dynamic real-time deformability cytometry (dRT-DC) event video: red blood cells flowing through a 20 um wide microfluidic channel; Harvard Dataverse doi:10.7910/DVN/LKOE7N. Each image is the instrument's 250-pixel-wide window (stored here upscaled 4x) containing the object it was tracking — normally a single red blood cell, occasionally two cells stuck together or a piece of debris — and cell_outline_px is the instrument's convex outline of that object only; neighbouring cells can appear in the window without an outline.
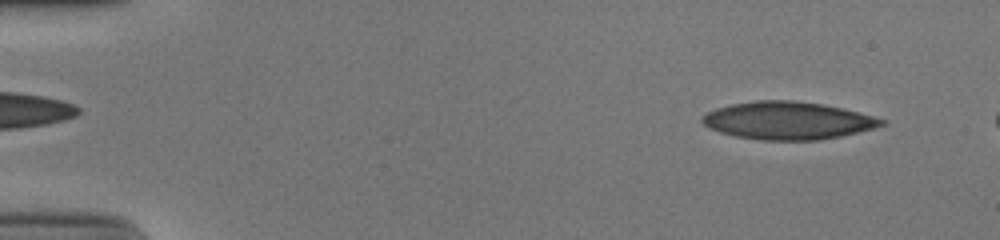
{"species": "human", "species_latin": "Homo sapiens", "temperature_condition": "cold", "stored_images_in_passage": 51, "camera_frame_rate_fps": 3000, "um_per_image_px": 0.085, "donor": {"sex": "male"}, "frame": {"image": 1, "passage_image": 4, "time_ms": 1.0, "image_size_px": [1000, 240], "cell_outline_px": [[888, 120], [884, 124], [872, 128], [840, 136], [820, 140], [760, 140], [736, 136], [720, 132], [708, 128], [700, 120], [700, 116], [716, 108], [732, 104], [756, 100], [792, 100], [820, 104], [840, 108]], "centroid_in_image_um": [66.9, 10.25], "position_along_channel_um": 18.1, "area_um2": 39.07}}
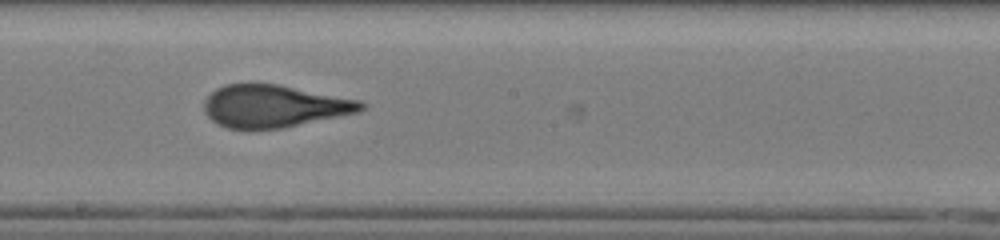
{"frame": {"image": 2, "passage_image": 29, "time_ms": 9.333, "image_size_px": [1000, 240], "cell_outline_px": [[368, 104], [360, 112], [280, 128], [228, 128], [216, 124], [204, 112], [204, 100], [216, 88], [224, 84], [276, 84], [360, 100]], "centroid_in_image_um": [23.29, 9.02], "position_along_channel_um": 224.9, "area_um2": 38.44}}
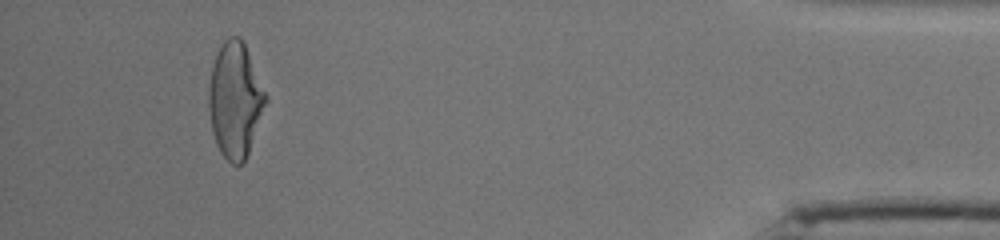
{"frame": {"image": 3, "passage_image": 48, "time_ms": 15.667, "image_size_px": [1000, 240], "cell_outline_px": [[268, 100], [244, 164], [232, 164], [220, 152], [216, 144], [212, 128], [208, 104], [208, 92], [212, 68], [216, 56], [224, 40], [228, 36], [240, 36], [244, 40]], "centroid_in_image_um": [19.99, 8.5], "position_along_channel_um": 415.2, "area_um2": 38.03}, "authors_computed_cell_mechanics": {"area_um2": 39.1306, "velocity_mm_per_s": 3.9251, "shape_relaxation_time_tau1_ms": 8.0584, "shape_relaxation_time_tau2_ms": 0.8926, "deformation_change_tau1": 0.2619, "deformation_change_tau2": 0.0856}}